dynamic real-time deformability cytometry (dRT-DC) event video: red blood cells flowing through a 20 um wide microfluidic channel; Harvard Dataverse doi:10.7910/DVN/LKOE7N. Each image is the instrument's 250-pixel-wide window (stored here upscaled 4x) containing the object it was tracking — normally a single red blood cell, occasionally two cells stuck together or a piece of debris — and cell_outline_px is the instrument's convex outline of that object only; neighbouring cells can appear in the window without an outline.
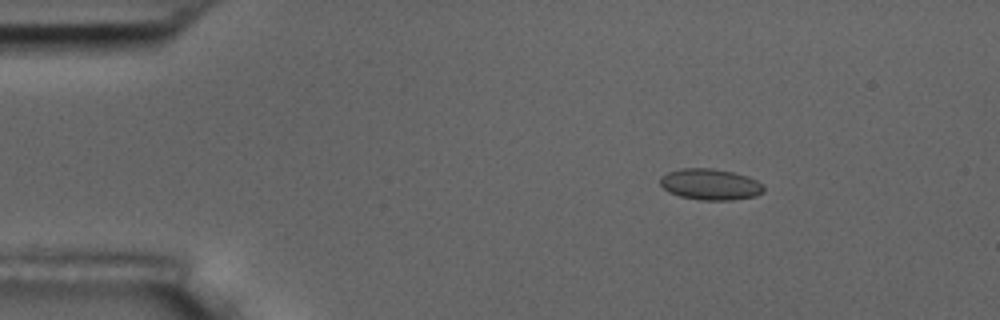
{"species": "common noctule bat (a hibernating species)", "species_latin": "Nyctalus noctula", "temperature_condition": "room temperature", "stored_images_in_passage": 6, "camera_frame_rate_fps": 3000, "um_per_image_px": 0.085, "animal": {"sex": "male", "body_mass_g": 17.5, "forearm_length_mm": 52.3}, "frame": {"image": 1, "passage_image": 2, "time_ms": 1.0, "image_size_px": [1000, 320], "cell_outline_px": [[764, 192], [756, 196], [732, 200], [700, 200], [680, 196], [668, 192], [660, 184], [660, 176], [668, 172], [680, 168], [712, 168], [732, 172], [748, 176], [764, 184]], "centroid_in_image_um": [60.38, 15.67], "position_along_channel_um": 24.6, "area_um2": 18.96}}